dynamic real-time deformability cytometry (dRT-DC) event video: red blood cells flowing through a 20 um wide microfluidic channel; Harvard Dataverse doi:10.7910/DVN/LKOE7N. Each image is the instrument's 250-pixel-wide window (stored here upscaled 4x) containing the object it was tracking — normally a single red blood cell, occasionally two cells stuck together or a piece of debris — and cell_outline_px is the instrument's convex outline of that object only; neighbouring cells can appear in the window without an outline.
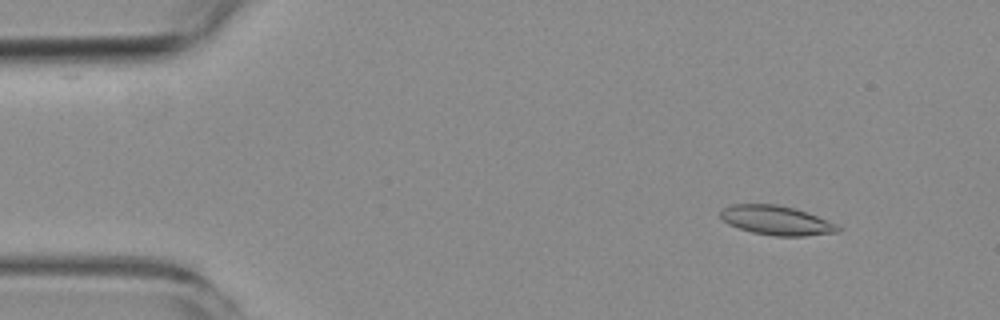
{"species": "common noctule bat (a hibernating species)", "species_latin": "Nyctalus noctula", "temperature_condition": "room temperature", "stored_images_in_passage": 6, "segment_of_instrument_passage": [1, 2], "camera_frame_rate_fps": 3000, "um_per_image_px": 0.085, "animal": {"sex": "female", "body_mass_g": 19.3, "forearm_length_mm": 54.1}, "frame": {"image": 1, "passage_image": 2, "time_ms": 1.333, "image_size_px": [1000, 320], "cell_outline_px": [[844, 228], [840, 232], [804, 236], [776, 236], [752, 232], [728, 224], [720, 216], [720, 208], [732, 204], [776, 204], [796, 208], [808, 212], [836, 224]], "centroid_in_image_um": [66.02, 18.72], "position_along_channel_um": 19.0, "area_um2": 20.23}}